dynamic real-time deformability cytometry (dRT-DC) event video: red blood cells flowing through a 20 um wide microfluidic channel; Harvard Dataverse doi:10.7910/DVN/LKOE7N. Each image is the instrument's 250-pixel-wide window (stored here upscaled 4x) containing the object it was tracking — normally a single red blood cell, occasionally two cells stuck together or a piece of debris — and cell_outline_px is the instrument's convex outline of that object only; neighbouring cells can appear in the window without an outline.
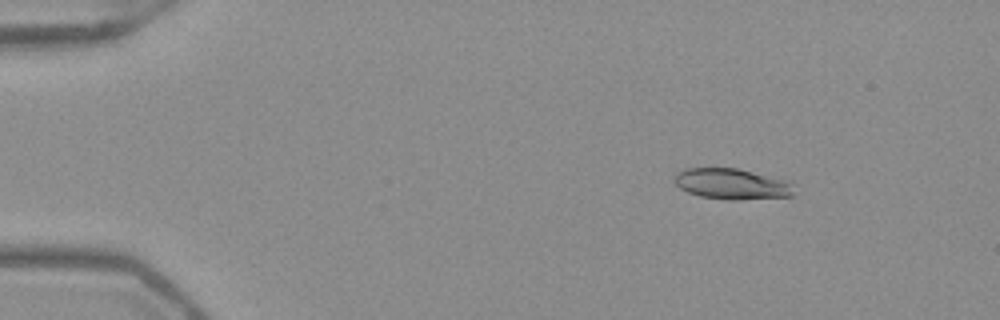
{"species": "Egyptian fruit bat (a non-hibernating species)", "species_latin": "Rousettus aegyptiacus", "temperature_condition": "warm", "stored_images_in_passage": 46, "camera_frame_rate_fps": 3000, "um_per_image_px": 0.085, "frame": {"image": 1, "passage_image": 1, "time_ms": 0.0, "image_size_px": [1000, 320], "cell_outline_px": [[792, 196], [740, 200], [728, 200], [700, 196], [688, 192], [680, 188], [672, 180], [676, 172], [684, 168], [736, 168], [792, 180]], "centroid_in_image_um": [62.21, 15.63], "position_along_channel_um": 22.8, "area_um2": 21.79}}
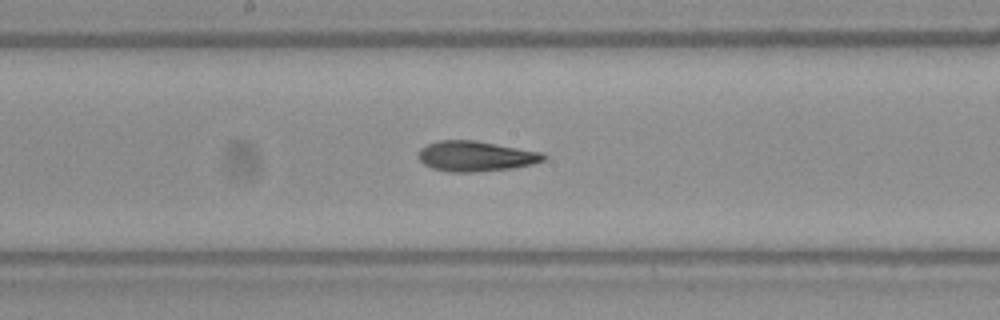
{"frame": {"image": 2, "passage_image": 22, "time_ms": 7.0, "image_size_px": [1000, 320], "cell_outline_px": [[548, 156], [544, 160], [532, 164], [512, 168], [472, 172], [448, 172], [432, 168], [424, 164], [416, 156], [416, 152], [420, 148], [436, 140], [476, 140], [544, 152]], "centroid_in_image_um": [40.42, 13.26], "position_along_channel_um": 207.8, "area_um2": 22.43}}
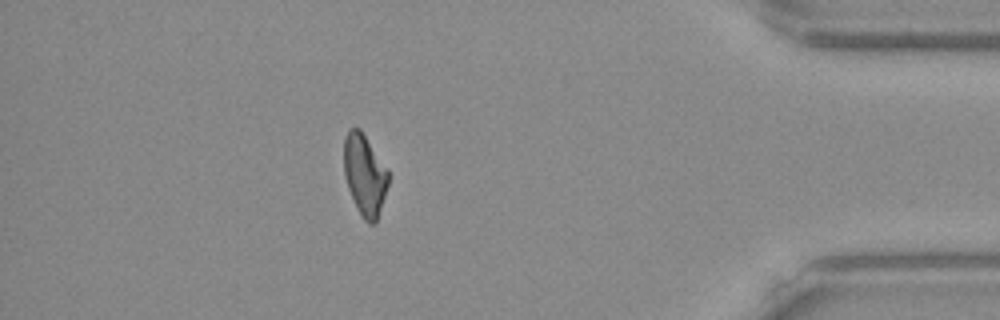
{"frame": {"image": 3, "passage_image": 40, "time_ms": 13.0, "image_size_px": [1000, 320], "cell_outline_px": [[388, 184], [376, 224], [368, 224], [364, 220], [356, 208], [348, 188], [344, 176], [344, 136], [348, 128], [360, 128], [388, 168]], "centroid_in_image_um": [30.99, 14.86], "position_along_channel_um": 404.2, "area_um2": 21.27}, "authors_computed_cell_mechanics": {"area_um2": 21.675, "velocity_mm_per_s": 3.9464, "shape_relaxation_time_tau1_ms": 10.2048, "shape_relaxation_time_tau2_ms": 3.7822, "deformation_change_tau1": 0.2381, "deformation_change_tau2": 0.1043}}